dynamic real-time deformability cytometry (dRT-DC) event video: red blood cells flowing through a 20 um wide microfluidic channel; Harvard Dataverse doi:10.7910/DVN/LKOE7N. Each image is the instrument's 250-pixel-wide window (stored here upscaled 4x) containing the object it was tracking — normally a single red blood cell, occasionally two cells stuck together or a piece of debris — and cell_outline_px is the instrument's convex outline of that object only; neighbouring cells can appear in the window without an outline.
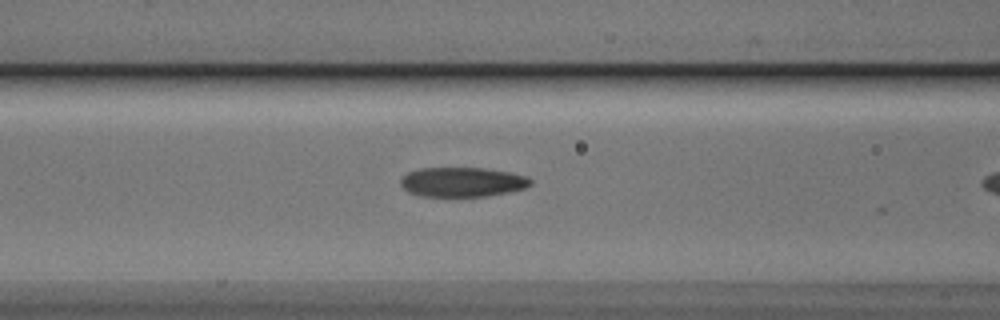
{"species": "Egyptian fruit bat (a non-hibernating species)", "species_latin": "Rousettus aegyptiacus", "temperature_condition": "cold", "stored_images_in_passage": 5, "camera_frame_rate_fps": 3000, "um_per_image_px": 0.085, "animal": {"sex": "male"}, "frame": {"image": 1, "passage_image": 4, "time_ms": 1.0, "image_size_px": [1000, 320], "cell_outline_px": [[532, 184], [524, 188], [508, 192], [488, 196], [420, 196], [408, 192], [400, 184], [400, 180], [408, 172], [420, 168], [484, 168], [508, 172], [524, 176], [532, 180]], "centroid_in_image_um": [39.27, 15.47], "position_along_channel_um": 127.3, "area_um2": 22.25}}